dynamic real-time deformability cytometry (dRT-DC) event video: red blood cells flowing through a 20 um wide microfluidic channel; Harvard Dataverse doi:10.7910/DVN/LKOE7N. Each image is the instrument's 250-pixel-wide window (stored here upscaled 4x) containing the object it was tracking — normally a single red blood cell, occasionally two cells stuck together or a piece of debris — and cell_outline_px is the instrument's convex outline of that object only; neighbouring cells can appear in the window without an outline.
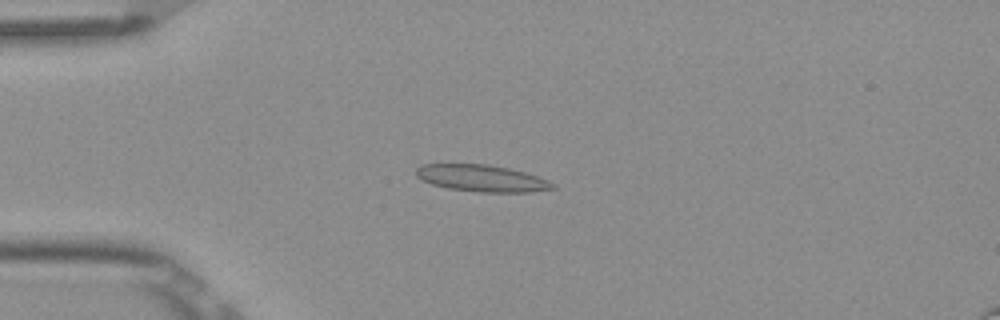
{"species": "Egyptian fruit bat (a non-hibernating species)", "species_latin": "Rousettus aegyptiacus", "temperature_condition": "room temperature", "stored_images_in_passage": 7, "camera_frame_rate_fps": 3000, "um_per_image_px": 0.085, "frame": {"image": 1, "passage_image": 4, "time_ms": 1.0, "image_size_px": [1000, 320], "cell_outline_px": [[556, 188], [532, 192], [480, 192], [448, 188], [432, 184], [416, 176], [416, 168], [420, 164], [488, 164], [508, 168], [524, 172], [548, 180], [556, 184]], "centroid_in_image_um": [40.96, 15.15], "position_along_channel_um": 44.0, "area_um2": 21.27}}
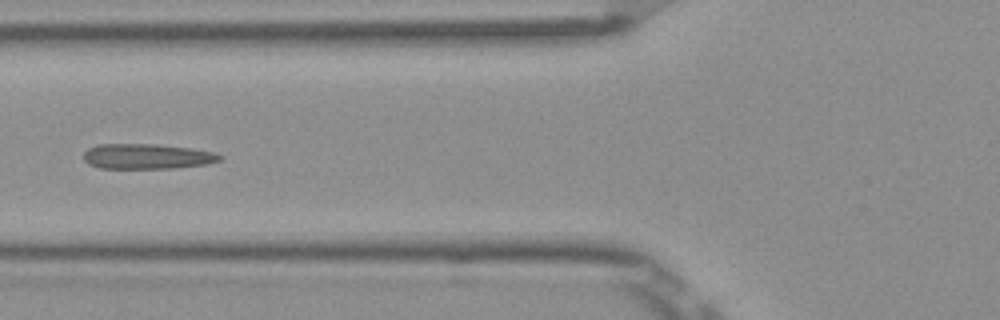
{"frame": {"image": 2, "passage_image": 6, "time_ms": 1.667, "image_size_px": [1000, 320], "cell_outline_px": [[224, 156], [220, 160], [208, 164], [172, 168], [100, 168], [88, 164], [84, 160], [84, 152], [88, 148], [96, 144], [156, 144], [192, 148], [212, 152]], "centroid_in_image_um": [12.48, 13.29], "position_along_channel_um": 113.3, "area_um2": 20.06}}
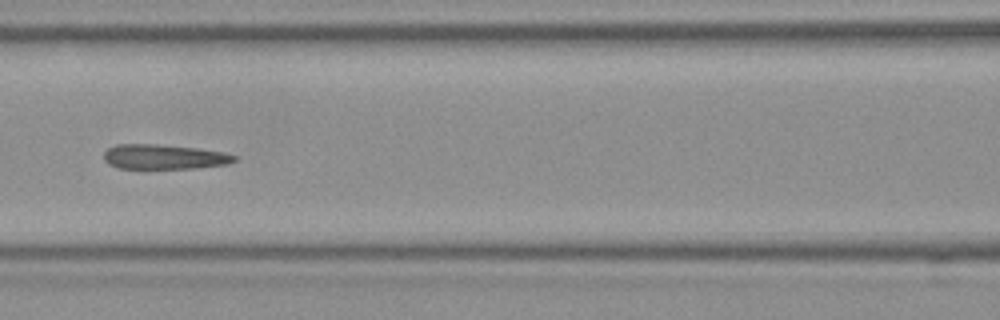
{"frame": {"image": 3, "passage_image": 7, "time_ms": 2.0, "image_size_px": [1000, 320], "cell_outline_px": [[236, 160], [228, 164], [196, 168], [116, 168], [108, 164], [104, 160], [104, 152], [108, 148], [116, 144], [156, 144], [196, 148], [224, 152], [236, 156]], "centroid_in_image_um": [13.92, 13.33], "position_along_channel_um": 152.7, "area_um2": 18.84}}